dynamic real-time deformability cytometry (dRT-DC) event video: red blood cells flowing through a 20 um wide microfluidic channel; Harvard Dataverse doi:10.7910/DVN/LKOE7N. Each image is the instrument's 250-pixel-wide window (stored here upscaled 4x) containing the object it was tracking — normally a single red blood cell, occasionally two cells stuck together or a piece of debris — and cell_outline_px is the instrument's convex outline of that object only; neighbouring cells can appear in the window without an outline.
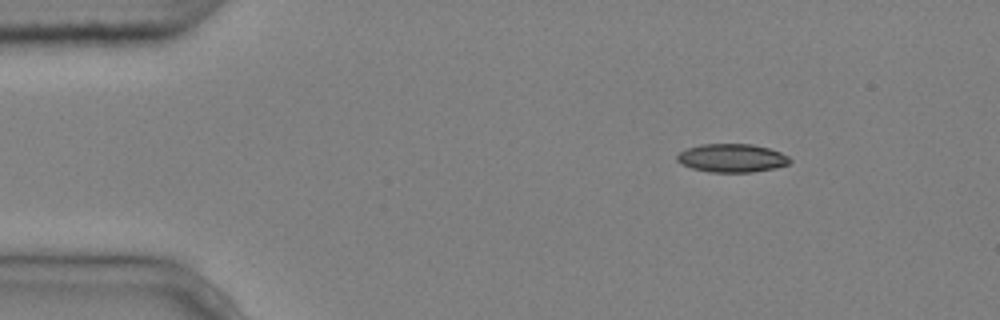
{"species": "common noctule bat (a hibernating species)", "species_latin": "Nyctalus noctula", "temperature_condition": "cold", "stored_images_in_passage": 4, "camera_frame_rate_fps": 3000, "um_per_image_px": 0.085, "animal": {"sex": "male", "body_mass_g": 20.4}, "frame": {"image": 1, "passage_image": 1, "time_ms": 0.0, "image_size_px": [1000, 320], "cell_outline_px": [[792, 160], [788, 164], [772, 168], [752, 172], [708, 172], [692, 168], [680, 164], [676, 160], [676, 156], [680, 152], [688, 148], [700, 144], [752, 144], [768, 148], [780, 152], [788, 156]], "centroid_in_image_um": [62.18, 13.43], "position_along_channel_um": 22.8, "area_um2": 18.61}}
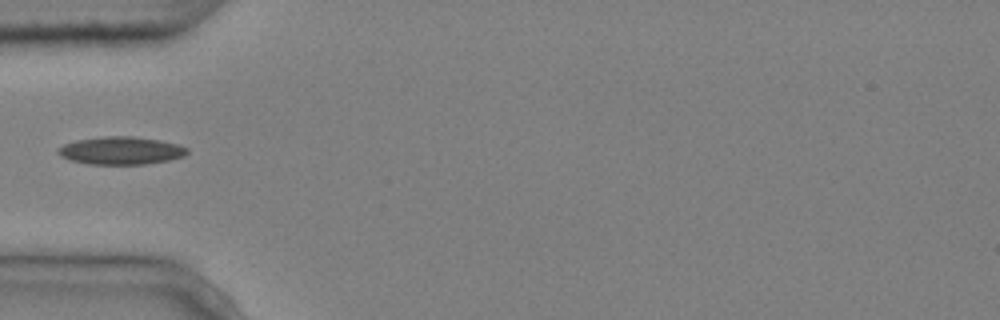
{"frame": {"image": 2, "passage_image": 4, "time_ms": 1.0, "image_size_px": [1000, 320], "cell_outline_px": [[188, 152], [184, 156], [168, 160], [144, 164], [88, 164], [72, 160], [60, 156], [56, 152], [56, 148], [64, 144], [76, 140], [104, 136], [132, 136], [160, 140], [180, 144], [188, 148]], "centroid_in_image_um": [10.28, 12.79], "position_along_channel_um": 74.7, "area_um2": 20.98}}